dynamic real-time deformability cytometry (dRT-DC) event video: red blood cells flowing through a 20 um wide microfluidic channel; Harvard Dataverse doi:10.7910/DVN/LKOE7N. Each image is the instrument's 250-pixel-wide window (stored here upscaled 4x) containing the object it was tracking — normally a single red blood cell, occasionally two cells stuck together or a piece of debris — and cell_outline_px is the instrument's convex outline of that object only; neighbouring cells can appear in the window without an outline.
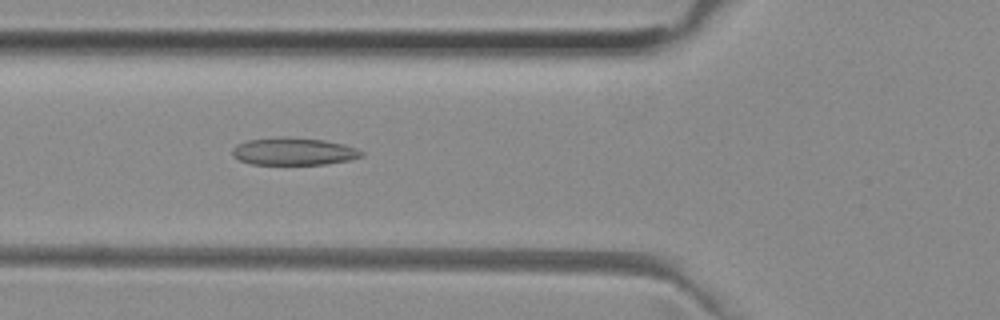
{"species": "common noctule bat (a hibernating species)", "species_latin": "Nyctalus noctula", "temperature_condition": "room temperature", "stored_images_in_passage": 52, "camera_frame_rate_fps": 3000, "um_per_image_px": 0.085, "animal": {"sex": "female", "body_mass_g": 29.2, "forearm_length_mm": 56.3}, "frame": {"image": 1, "passage_image": 19, "time_ms": 6.0, "image_size_px": [1000, 320], "cell_outline_px": [[364, 156], [348, 160], [328, 164], [252, 164], [240, 160], [232, 156], [232, 148], [236, 144], [248, 140], [280, 136], [324, 140], [344, 144], [356, 148], [364, 152]], "centroid_in_image_um": [24.96, 12.86], "position_along_channel_um": 100.8, "area_um2": 20.75}}
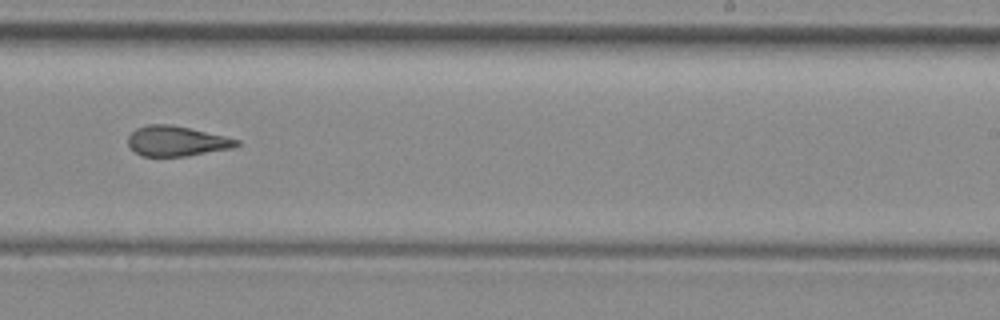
{"frame": {"image": 2, "passage_image": 32, "time_ms": 10.333, "image_size_px": [1000, 320], "cell_outline_px": [[240, 144], [232, 148], [184, 156], [144, 156], [128, 148], [128, 136], [136, 128], [148, 124], [172, 124], [224, 136], [240, 140]], "centroid_in_image_um": [14.97, 11.98], "position_along_channel_um": 274.0, "area_um2": 18.96}}
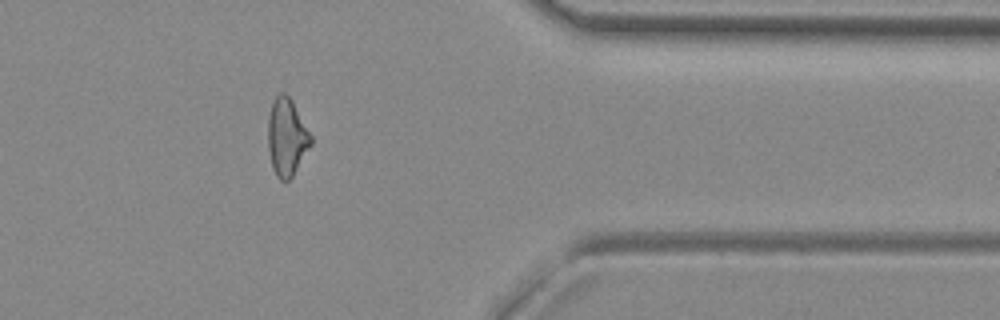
{"frame": {"image": 3, "passage_image": 42, "time_ms": 13.667, "image_size_px": [1000, 320], "cell_outline_px": [[312, 144], [292, 176], [288, 180], [280, 180], [276, 176], [272, 168], [268, 152], [268, 116], [272, 100], [280, 92], [284, 92], [292, 100], [312, 136]], "centroid_in_image_um": [24.36, 11.64], "position_along_channel_um": 387.0, "area_um2": 19.48}, "authors_computed_cell_mechanics": {"area_um2": 20.3456, "velocity_mm_per_s": 3.9927, "shape_relaxation_time_tau1_ms": null, "shape_relaxation_time_tau2_ms": 2.9164, "deformation_change_tau1": null, "deformation_change_tau2": 0.1239}}